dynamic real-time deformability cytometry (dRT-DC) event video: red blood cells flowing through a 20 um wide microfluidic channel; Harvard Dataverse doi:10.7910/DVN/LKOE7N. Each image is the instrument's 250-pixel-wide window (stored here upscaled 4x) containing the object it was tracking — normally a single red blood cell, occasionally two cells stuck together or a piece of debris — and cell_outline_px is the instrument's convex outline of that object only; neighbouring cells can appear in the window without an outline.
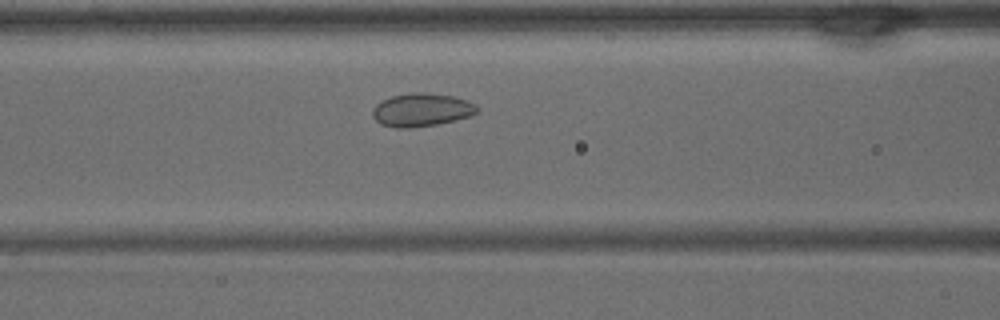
{"species": "common noctule bat (a hibernating species)", "species_latin": "Nyctalus noctula", "temperature_condition": "warm", "stored_images_in_passage": 35, "camera_frame_rate_fps": 3000, "um_per_image_px": 0.085, "animal": {"sex": "male", "body_mass_g": 15.6}, "frame": {"image": 1, "passage_image": 11, "time_ms": 3.333, "image_size_px": [1000, 320], "cell_outline_px": [[480, 112], [468, 116], [436, 124], [412, 128], [396, 128], [380, 124], [372, 116], [372, 108], [376, 104], [392, 96], [416, 92], [420, 92], [456, 96], [468, 100], [476, 104], [480, 108]], "centroid_in_image_um": [35.85, 9.34], "position_along_channel_um": 130.7, "area_um2": 20.29}}
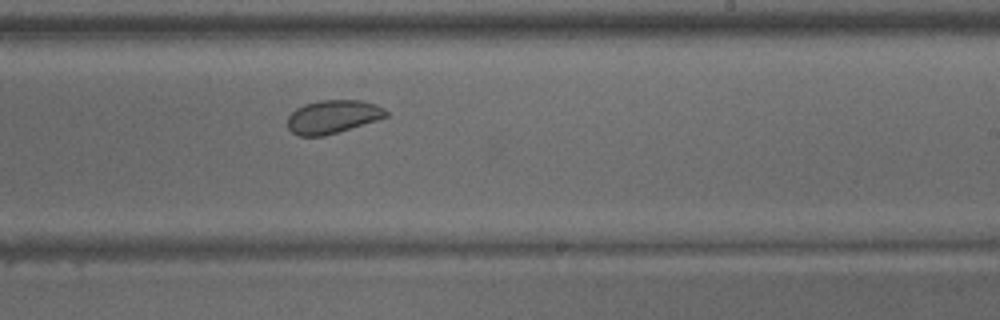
{"frame": {"image": 2, "passage_image": 19, "time_ms": 6.0, "image_size_px": [1000, 320], "cell_outline_px": [[388, 116], [376, 120], [324, 136], [300, 136], [292, 132], [288, 128], [288, 116], [296, 108], [304, 104], [320, 100], [360, 100], [376, 104], [384, 108], [388, 112]], "centroid_in_image_um": [28.28, 9.91], "position_along_channel_um": 260.7, "area_um2": 19.02}}
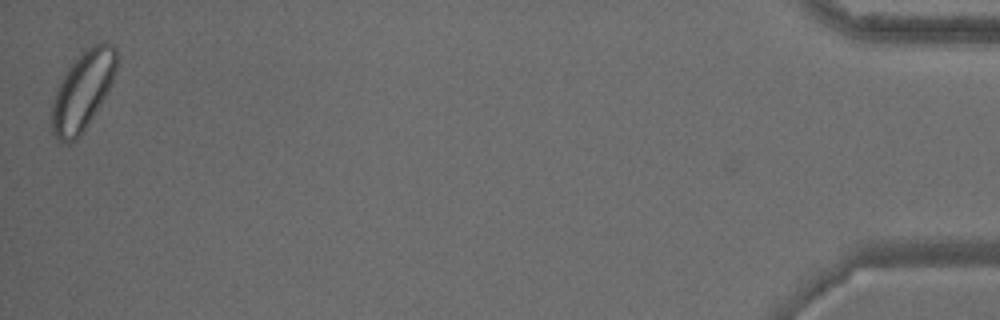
{"frame": {"image": 3, "passage_image": 35, "time_ms": 11.333, "image_size_px": [1000, 320], "cell_outline_px": [[116, 72], [112, 84], [100, 104], [80, 136], [76, 140], [68, 144], [60, 144], [52, 132], [52, 104], [60, 80], [68, 68], [88, 48], [100, 40], [104, 40], [112, 44], [116, 48]], "centroid_in_image_um": [7.04, 7.74], "position_along_channel_um": 428.2, "area_um2": 29.54}}